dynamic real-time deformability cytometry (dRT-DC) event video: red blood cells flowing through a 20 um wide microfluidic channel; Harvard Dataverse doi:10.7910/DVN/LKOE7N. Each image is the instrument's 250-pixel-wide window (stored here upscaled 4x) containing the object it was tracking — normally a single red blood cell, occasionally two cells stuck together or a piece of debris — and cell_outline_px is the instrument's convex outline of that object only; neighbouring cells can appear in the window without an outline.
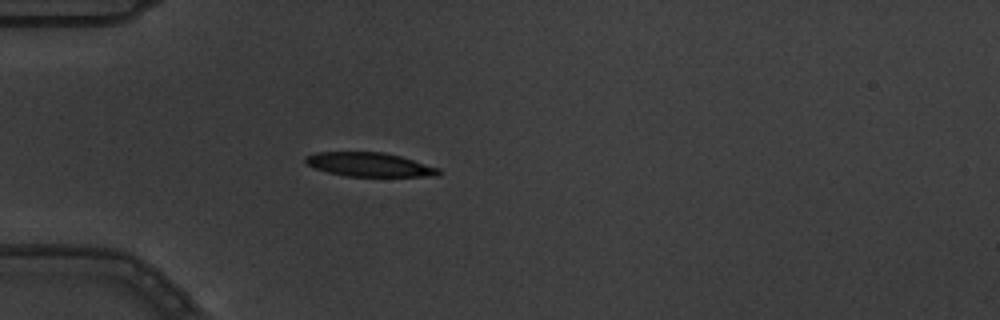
{"species": "common noctule bat (a hibernating species)", "species_latin": "Nyctalus noctula", "temperature_condition": "warm", "stored_images_in_passage": 4, "camera_frame_rate_fps": 3000, "um_per_image_px": 0.085, "animal": {"sex": "male", "body_mass_g": 19.5, "forearm_length_mm": 54.6}, "frame": {"image": 1, "passage_image": 4, "time_ms": 1.0, "image_size_px": [1000, 320], "cell_outline_px": [[440, 176], [344, 176], [328, 172], [304, 164], [304, 156], [316, 152], [384, 152], [400, 156], [440, 168]], "centroid_in_image_um": [31.37, 13.98], "position_along_channel_um": 53.6, "area_um2": 18.67}}